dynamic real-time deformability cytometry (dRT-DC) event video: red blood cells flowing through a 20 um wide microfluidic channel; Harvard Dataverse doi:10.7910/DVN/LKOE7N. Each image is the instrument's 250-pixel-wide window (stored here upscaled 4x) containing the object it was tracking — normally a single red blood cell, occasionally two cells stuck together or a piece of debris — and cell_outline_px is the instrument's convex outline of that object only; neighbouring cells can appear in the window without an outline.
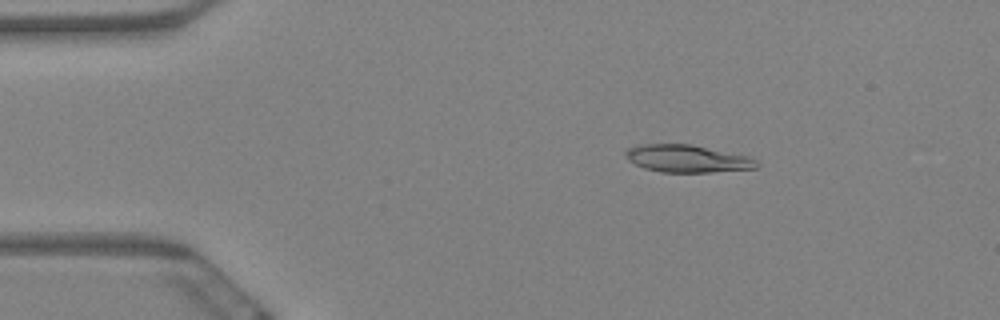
{"species": "Egyptian fruit bat (a non-hibernating species)", "species_latin": "Rousettus aegyptiacus", "temperature_condition": "warm", "stored_images_in_passage": 6, "camera_frame_rate_fps": 3000, "um_per_image_px": 0.085, "animal": {"sex": "female"}, "frame": {"image": 1, "passage_image": 3, "time_ms": 0.667, "image_size_px": [1000, 320], "cell_outline_px": [[760, 164], [756, 168], [712, 172], [660, 172], [644, 168], [628, 160], [624, 156], [624, 148], [636, 144], [692, 144], [748, 156], [756, 160]], "centroid_in_image_um": [58.36, 13.47], "position_along_channel_um": 26.6, "area_um2": 21.21}}